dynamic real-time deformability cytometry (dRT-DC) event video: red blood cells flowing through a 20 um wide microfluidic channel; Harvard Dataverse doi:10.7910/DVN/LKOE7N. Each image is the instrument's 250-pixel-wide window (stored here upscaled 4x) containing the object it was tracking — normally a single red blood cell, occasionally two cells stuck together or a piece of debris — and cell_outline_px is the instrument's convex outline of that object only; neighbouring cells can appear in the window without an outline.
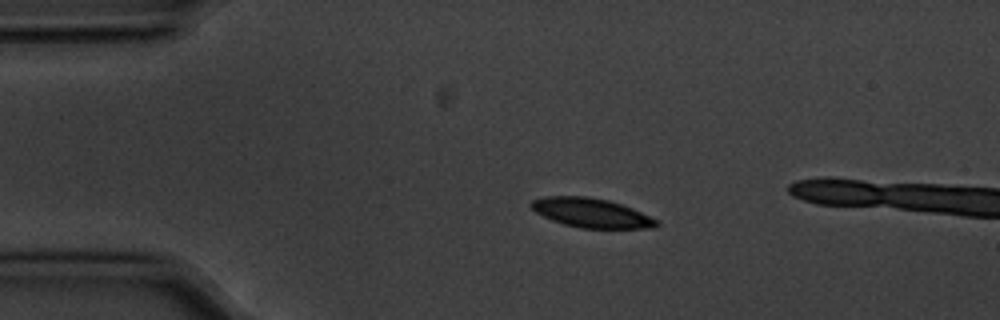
{"species": "common noctule bat (a hibernating species)", "species_latin": "Nyctalus noctula", "temperature_condition": "cold", "stored_images_in_passage": 5, "camera_frame_rate_fps": 3000, "um_per_image_px": 0.085, "animal": {"sex": "male", "body_mass_g": 20.1, "forearm_length_mm": 53.5}, "frame": {"image": 1, "passage_image": 1, "time_ms": 0.0, "image_size_px": [1000, 320], "cell_outline_px": [[660, 224], [656, 228], [580, 228], [564, 224], [552, 220], [536, 212], [528, 204], [532, 200], [544, 196], [588, 196], [608, 200], [632, 208], [656, 220]], "centroid_in_image_um": [50.23, 18.09], "position_along_channel_um": 34.8, "area_um2": 21.27}}